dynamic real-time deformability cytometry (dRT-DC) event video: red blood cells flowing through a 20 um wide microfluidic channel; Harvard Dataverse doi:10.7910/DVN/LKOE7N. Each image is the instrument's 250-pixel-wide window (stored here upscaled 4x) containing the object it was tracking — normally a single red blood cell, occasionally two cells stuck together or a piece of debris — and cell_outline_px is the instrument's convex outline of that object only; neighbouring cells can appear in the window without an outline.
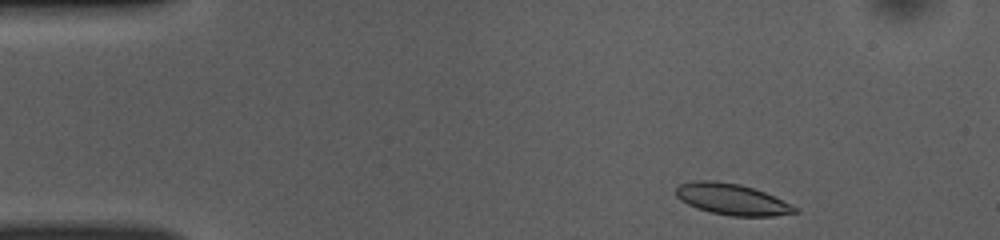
{"species": "common noctule bat (a hibernating species)", "species_latin": "Nyctalus noctula", "temperature_condition": "room temperature", "stored_images_in_passage": 46, "camera_frame_rate_fps": 3000, "um_per_image_px": 0.085, "animal": {"sex": "female", "body_mass_g": 10.0, "forearm_length_mm": 53.1}, "frame": {"image": 1, "passage_image": 2, "time_ms": 0.333, "image_size_px": [1000, 240], "cell_outline_px": [[800, 212], [776, 216], [732, 216], [712, 212], [696, 208], [680, 200], [676, 196], [676, 188], [680, 184], [696, 180], [712, 180], [740, 184], [764, 192], [800, 208]], "centroid_in_image_um": [62.24, 16.94], "position_along_channel_um": 22.8, "area_um2": 21.62}}
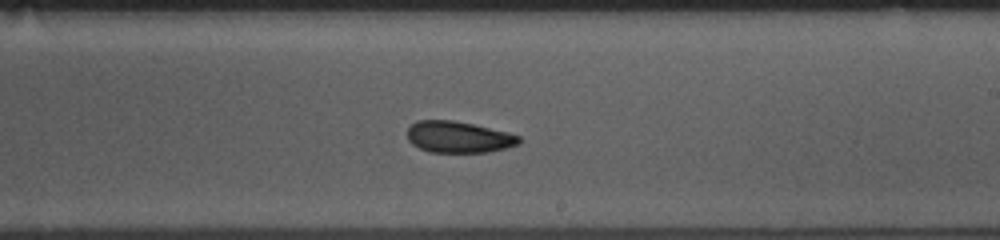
{"frame": {"image": 2, "passage_image": 25, "time_ms": 8.0, "image_size_px": [1000, 240], "cell_outline_px": [[520, 144], [488, 152], [428, 152], [412, 144], [408, 140], [408, 128], [416, 120], [452, 120], [472, 124], [508, 132], [520, 136]], "centroid_in_image_um": [38.96, 11.65], "position_along_channel_um": 250.0, "area_um2": 20.4}}
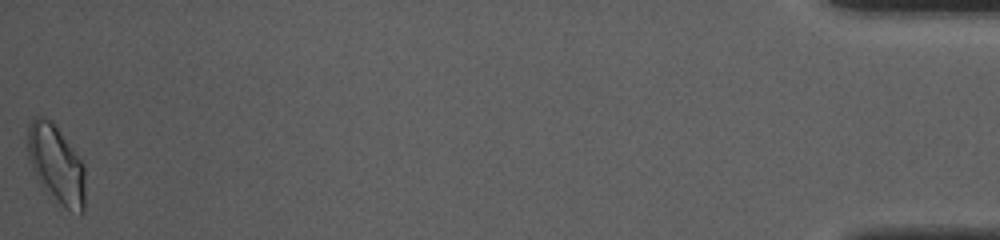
{"frame": {"image": 3, "passage_image": 46, "time_ms": 15.0, "image_size_px": [1000, 240], "cell_outline_px": [[84, 212], [80, 216], [64, 208], [48, 196], [40, 184], [32, 168], [28, 156], [28, 124], [36, 116], [40, 116], [52, 120], [84, 164]], "centroid_in_image_um": [4.79, 14.01], "position_along_channel_um": 430.4, "area_um2": 26.53}, "authors_computed_cell_mechanics": {"area_um2": 21.7039, "velocity_mm_per_s": 3.9262, "shape_relaxation_time_tau1_ms": 3.2953, "shape_relaxation_time_tau2_ms": 3.2946, "deformation_change_tau1": 0.0984, "deformation_change_tau2": 0.0772}}